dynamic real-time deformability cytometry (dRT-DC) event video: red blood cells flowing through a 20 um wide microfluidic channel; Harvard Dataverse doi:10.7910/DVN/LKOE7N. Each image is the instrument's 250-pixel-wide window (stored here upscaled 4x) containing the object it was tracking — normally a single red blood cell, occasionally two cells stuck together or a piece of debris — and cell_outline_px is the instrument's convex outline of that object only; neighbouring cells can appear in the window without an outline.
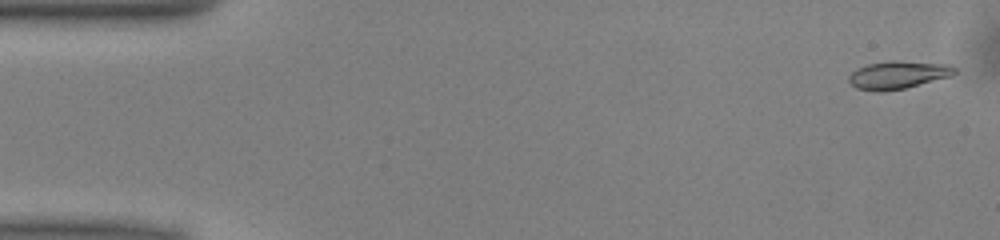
{"species": "common noctule bat (a hibernating species)", "species_latin": "Nyctalus noctula", "temperature_condition": "warm", "stored_images_in_passage": 46, "camera_frame_rate_fps": 3000, "um_per_image_px": 0.085, "animal": {"sex": "male", "body_mass_g": 13.0, "forearm_length_mm": 53.1}, "frame": {"image": 1, "passage_image": 2, "time_ms": 0.333, "image_size_px": [1000, 240], "cell_outline_px": [[956, 72], [952, 76], [904, 88], [884, 92], [876, 92], [856, 88], [848, 80], [848, 76], [856, 68], [868, 64], [892, 60], [896, 60], [948, 64], [956, 68]], "centroid_in_image_um": [76.32, 6.36], "position_along_channel_um": 8.7, "area_um2": 17.28}}
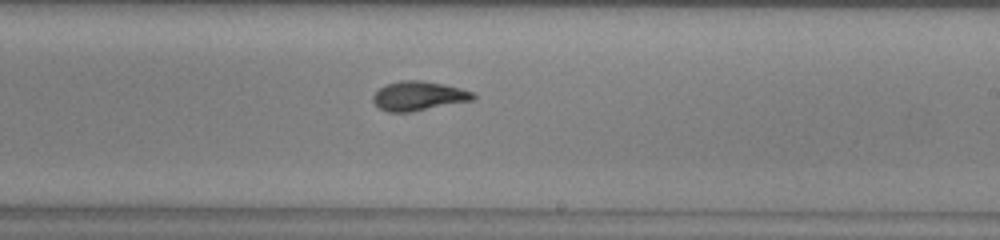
{"frame": {"image": 2, "passage_image": 30, "time_ms": 9.667, "image_size_px": [1000, 240], "cell_outline_px": [[476, 96], [472, 100], [412, 112], [388, 112], [380, 108], [372, 100], [372, 96], [380, 88], [388, 84], [400, 80], [420, 80], [444, 84], [460, 88], [472, 92]], "centroid_in_image_um": [35.57, 8.15], "position_along_channel_um": 253.4, "area_um2": 16.94}}
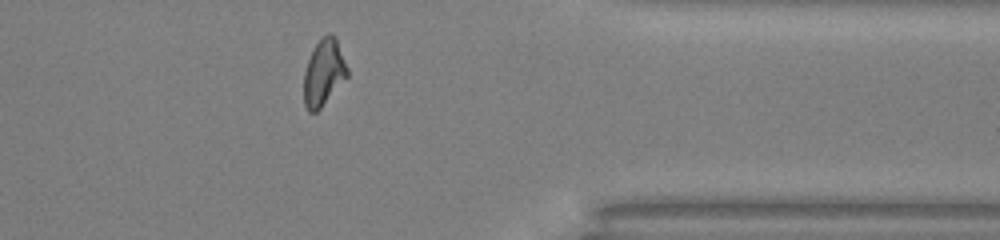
{"frame": {"image": 3, "passage_image": 41, "time_ms": 13.333, "image_size_px": [1000, 240], "cell_outline_px": [[348, 76], [320, 108], [316, 112], [308, 112], [304, 104], [304, 72], [308, 60], [316, 44], [328, 32], [332, 32], [336, 36], [348, 68]], "centroid_in_image_um": [27.53, 6.15], "position_along_channel_um": 383.9, "area_um2": 16.76}, "authors_computed_cell_mechanics": {"area_um2": 16.762, "velocity_mm_per_s": 4.019, "shape_relaxation_time_tau1_ms": 3.4425, "shape_relaxation_time_tau2_ms": 1.3617, "deformation_change_tau1": 0.1556, "deformation_change_tau2": 0.0729}}